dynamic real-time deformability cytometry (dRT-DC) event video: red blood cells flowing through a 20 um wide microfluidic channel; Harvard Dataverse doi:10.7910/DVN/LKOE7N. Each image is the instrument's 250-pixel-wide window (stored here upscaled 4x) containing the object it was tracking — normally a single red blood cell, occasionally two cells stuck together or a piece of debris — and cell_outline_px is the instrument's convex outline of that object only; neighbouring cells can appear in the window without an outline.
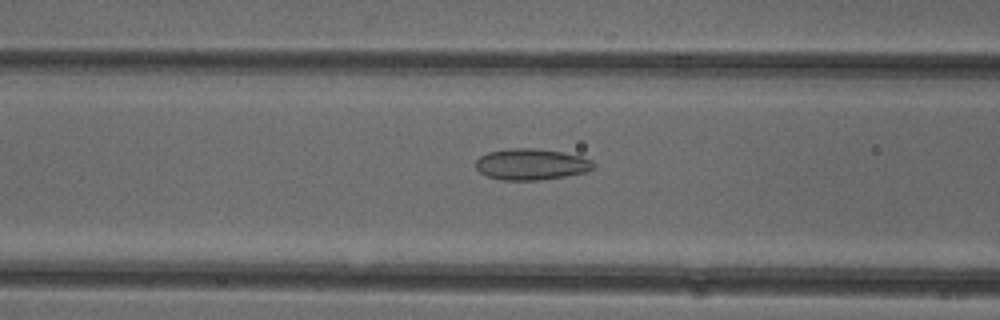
{"species": "common noctule bat (a hibernating species)", "species_latin": "Nyctalus noctula", "temperature_condition": "cold", "stored_images_in_passage": 38, "camera_frame_rate_fps": 3000, "um_per_image_px": 0.085, "animal": {"sex": "female"}, "frame": {"image": 1, "passage_image": 10, "time_ms": 3.0, "image_size_px": [1000, 320], "cell_outline_px": [[596, 164], [592, 168], [584, 172], [564, 176], [540, 180], [500, 180], [488, 176], [480, 172], [476, 168], [476, 160], [480, 156], [488, 152], [508, 148], [532, 148], [560, 152], [580, 156], [592, 160]], "centroid_in_image_um": [45.13, 13.96], "position_along_channel_um": 121.5, "area_um2": 21.27}}
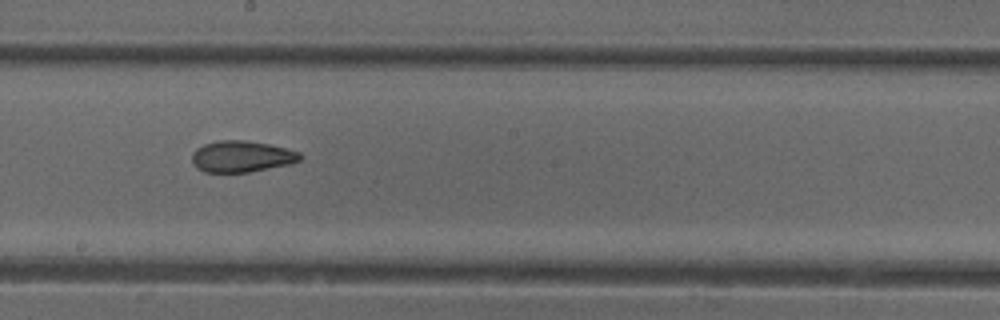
{"frame": {"image": 2, "passage_image": 18, "time_ms": 5.667, "image_size_px": [1000, 320], "cell_outline_px": [[304, 156], [300, 160], [288, 164], [248, 172], [204, 172], [196, 168], [192, 164], [192, 152], [196, 148], [204, 144], [220, 140], [244, 140], [268, 144], [300, 152]], "centroid_in_image_um": [20.5, 13.3], "position_along_channel_um": 227.7, "area_um2": 19.71}}
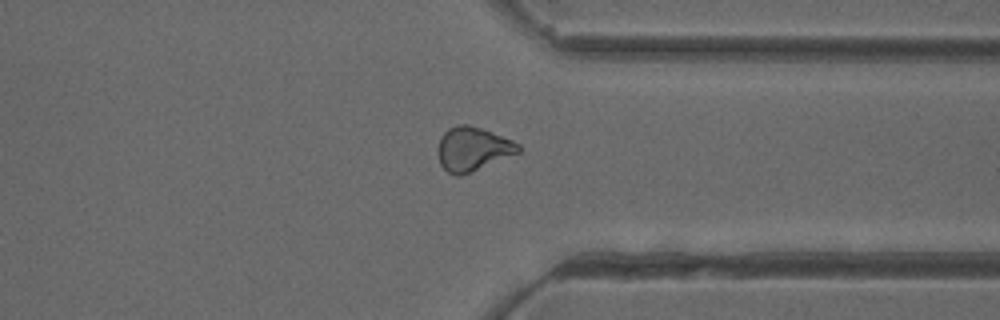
{"frame": {"image": 3, "passage_image": 29, "time_ms": 9.333, "image_size_px": [1000, 320], "cell_outline_px": [[520, 152], [472, 172], [460, 176], [456, 176], [448, 172], [440, 164], [436, 148], [440, 136], [448, 128], [456, 124], [468, 124], [480, 128], [512, 140], [520, 144]], "centroid_in_image_um": [40.14, 12.66], "position_along_channel_um": 371.3, "area_um2": 20.75}, "authors_computed_cell_mechanics": {"area_um2": 20.2878, "velocity_mm_per_s": 3.9762, "shape_relaxation_time_tau1_ms": null, "shape_relaxation_time_tau2_ms": 2.3203, "deformation_change_tau1": null, "deformation_change_tau2": 0.0742}}